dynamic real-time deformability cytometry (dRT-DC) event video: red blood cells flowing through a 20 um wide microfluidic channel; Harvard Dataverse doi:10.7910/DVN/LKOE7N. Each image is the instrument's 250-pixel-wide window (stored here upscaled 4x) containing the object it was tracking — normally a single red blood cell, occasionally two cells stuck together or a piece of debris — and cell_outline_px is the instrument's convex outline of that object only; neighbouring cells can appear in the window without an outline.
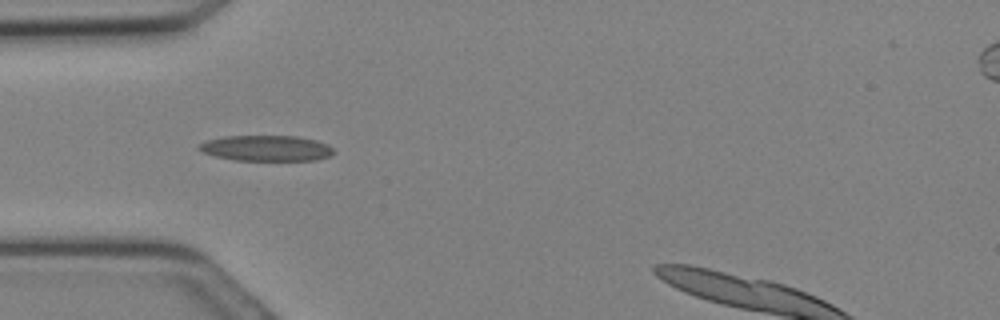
{"species": "Egyptian fruit bat (a non-hibernating species)", "species_latin": "Rousettus aegyptiacus", "temperature_condition": "cold", "stored_images_in_passage": 21, "camera_frame_rate_fps": 3000, "um_per_image_px": 0.085, "animal": {"sex": "female"}, "frame": {"image": 1, "passage_image": 1, "time_ms": 0.0, "image_size_px": [1000, 320], "cell_outline_px": [[336, 152], [328, 156], [316, 160], [236, 160], [216, 156], [204, 152], [196, 148], [200, 144], [208, 140], [224, 136], [296, 136], [316, 140], [328, 144]], "centroid_in_image_um": [22.66, 12.59], "position_along_channel_um": 62.3, "area_um2": 20.0}}
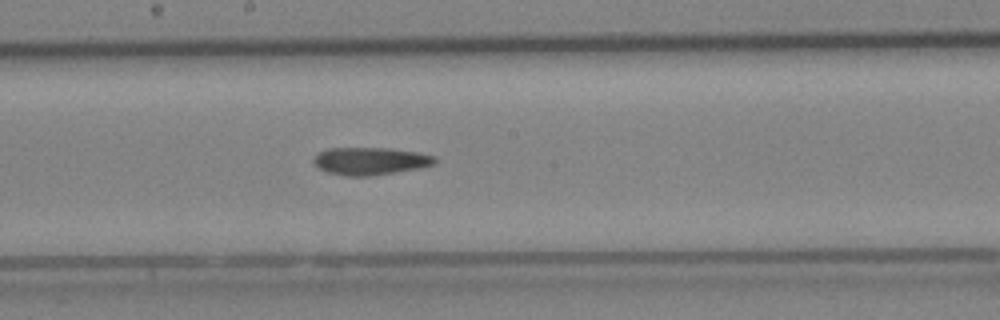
{"frame": {"image": 2, "passage_image": 8, "time_ms": 2.333, "image_size_px": [1000, 320], "cell_outline_px": [[436, 164], [420, 168], [372, 176], [348, 176], [328, 172], [320, 168], [312, 160], [316, 152], [328, 148], [388, 148], [416, 152], [436, 156]], "centroid_in_image_um": [31.48, 13.68], "position_along_channel_um": 216.7, "area_um2": 19.54}}
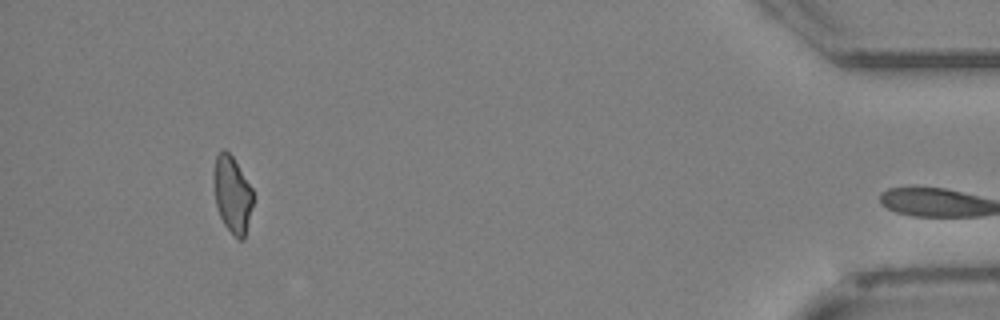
{"frame": {"image": 3, "passage_image": 20, "time_ms": 6.333, "image_size_px": [1000, 320], "cell_outline_px": [[252, 204], [244, 240], [240, 240], [224, 224], [216, 208], [212, 176], [216, 156], [224, 148], [232, 156], [252, 188]], "centroid_in_image_um": [19.71, 16.5], "position_along_channel_um": 415.5, "area_um2": 17.4}}